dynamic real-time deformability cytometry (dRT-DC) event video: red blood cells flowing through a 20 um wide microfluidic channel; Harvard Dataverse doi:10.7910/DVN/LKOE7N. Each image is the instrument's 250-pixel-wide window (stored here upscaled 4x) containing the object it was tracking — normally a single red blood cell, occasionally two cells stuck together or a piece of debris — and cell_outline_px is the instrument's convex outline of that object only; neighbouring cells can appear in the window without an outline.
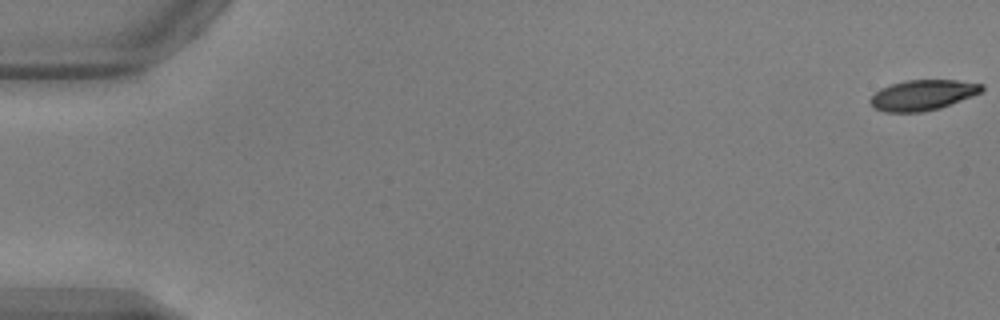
{"species": "common noctule bat (a hibernating species)", "species_latin": "Nyctalus noctula", "temperature_condition": "warm", "stored_images_in_passage": 13, "camera_frame_rate_fps": 3000, "um_per_image_px": 0.085, "animal": {"sex": "male", "body_mass_g": 17.9, "forearm_length_mm": 54.2}, "frame": {"image": 1, "passage_image": 1, "time_ms": 0.0, "image_size_px": [1000, 320], "cell_outline_px": [[984, 88], [980, 92], [972, 96], [940, 108], [920, 112], [884, 112], [872, 108], [868, 100], [880, 88], [904, 80], [956, 80], [984, 84]], "centroid_in_image_um": [78.39, 8.08], "position_along_channel_um": 6.6, "area_um2": 19.83}}